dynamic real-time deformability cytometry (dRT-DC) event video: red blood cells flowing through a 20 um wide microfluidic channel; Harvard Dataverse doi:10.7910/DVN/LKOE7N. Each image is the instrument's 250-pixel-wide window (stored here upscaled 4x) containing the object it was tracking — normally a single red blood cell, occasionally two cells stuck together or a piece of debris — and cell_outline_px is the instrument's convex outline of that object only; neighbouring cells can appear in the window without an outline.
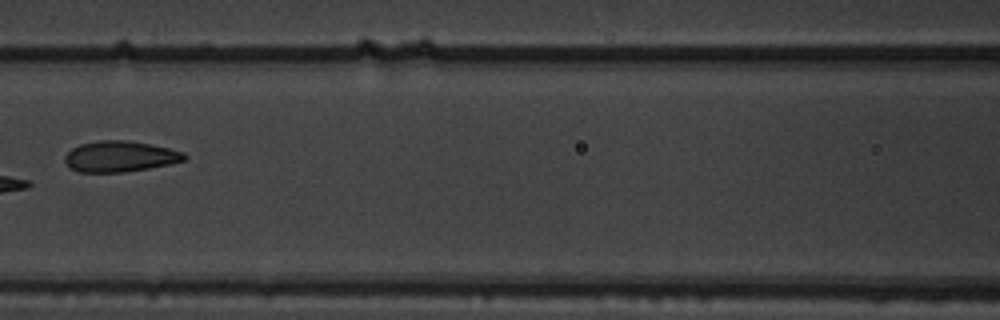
{"species": "common noctule bat (a hibernating species)", "species_latin": "Nyctalus noctula", "temperature_condition": "warm", "stored_images_in_passage": 10, "segment_of_instrument_passage": [1, 2], "camera_frame_rate_fps": 3000, "um_per_image_px": 0.085, "animal": {"sex": "male", "body_mass_g": 19.5, "forearm_length_mm": 54.6}, "frame": {"image": 1, "passage_image": 6, "time_ms": 1.667, "image_size_px": [1000, 320], "cell_outline_px": [[188, 160], [148, 168], [124, 172], [80, 172], [72, 168], [64, 160], [64, 156], [72, 148], [80, 144], [100, 140], [124, 140], [152, 144], [184, 152], [188, 156]], "centroid_in_image_um": [10.23, 13.29], "position_along_channel_um": 156.4, "area_um2": 21.44}}
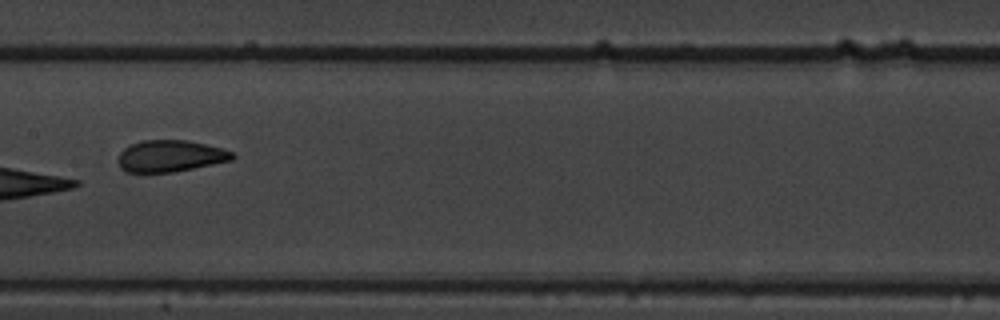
{"frame": {"image": 2, "passage_image": 7, "time_ms": 2.0, "image_size_px": [1000, 320], "cell_outline_px": [[236, 156], [232, 160], [172, 172], [128, 172], [120, 168], [120, 152], [124, 148], [140, 140], [188, 140], [220, 148], [232, 152]], "centroid_in_image_um": [14.48, 13.25], "position_along_channel_um": 192.9, "area_um2": 20.75}}
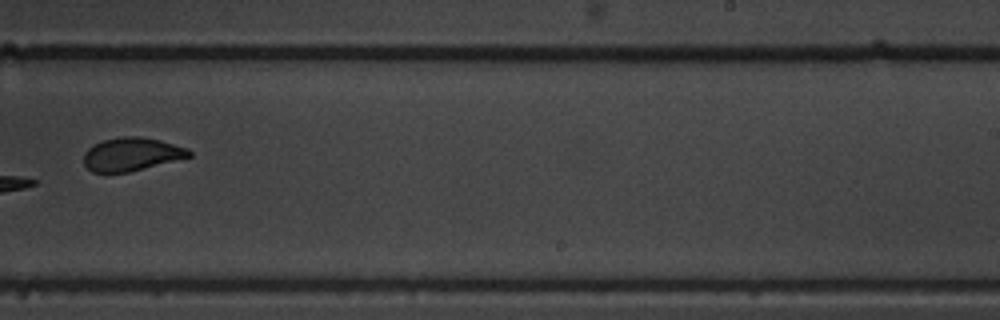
{"frame": {"image": 3, "passage_image": 9, "time_ms": 2.667, "image_size_px": [1000, 320], "cell_outline_px": [[192, 156], [128, 172], [92, 172], [84, 164], [84, 152], [92, 144], [104, 140], [124, 136], [140, 136], [160, 140], [188, 148], [192, 152]], "centroid_in_image_um": [11.18, 13.1], "position_along_channel_um": 277.8, "area_um2": 20.35}}